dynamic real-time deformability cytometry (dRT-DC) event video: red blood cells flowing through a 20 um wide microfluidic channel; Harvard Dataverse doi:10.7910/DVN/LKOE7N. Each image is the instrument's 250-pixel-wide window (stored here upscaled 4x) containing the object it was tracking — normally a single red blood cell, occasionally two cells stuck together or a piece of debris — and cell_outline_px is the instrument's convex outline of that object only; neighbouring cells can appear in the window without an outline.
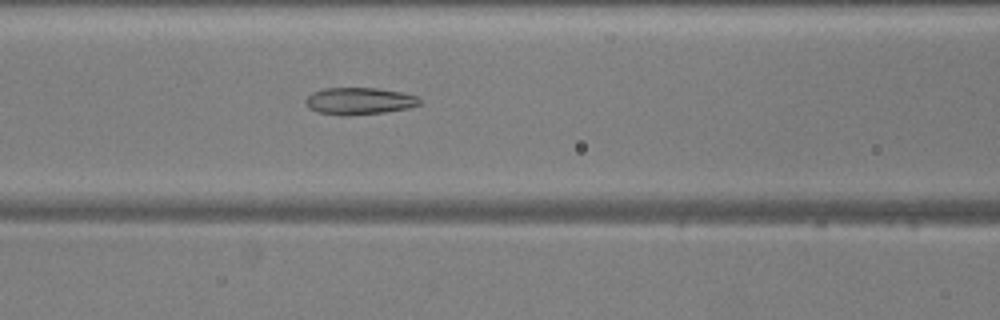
{"species": "common noctule bat (a hibernating species)", "species_latin": "Nyctalus noctula", "temperature_condition": "warm", "stored_images_in_passage": 52, "camera_frame_rate_fps": 3000, "um_per_image_px": 0.085, "animal": {"sex": "male", "body_mass_g": 20.5, "forearm_length_mm": 52.5}, "frame": {"image": 1, "passage_image": 22, "time_ms": 7.0, "image_size_px": [1000, 320], "cell_outline_px": [[420, 104], [408, 108], [384, 112], [344, 116], [340, 116], [316, 112], [308, 108], [304, 100], [312, 92], [324, 88], [376, 88], [404, 92], [416, 96], [420, 100]], "centroid_in_image_um": [30.49, 8.59], "position_along_channel_um": 136.1, "area_um2": 18.09}}
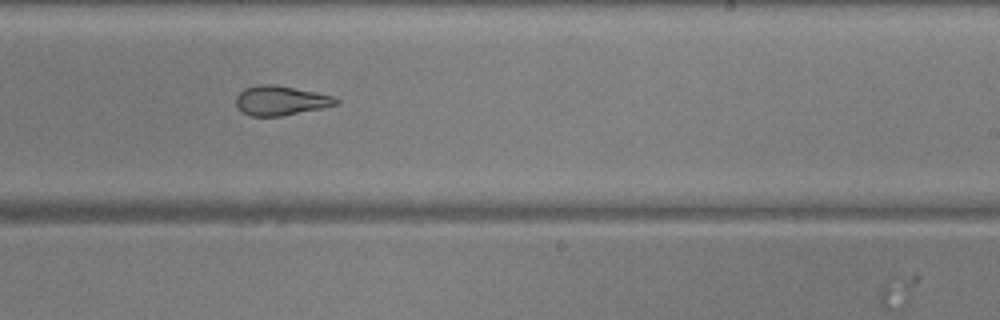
{"frame": {"image": 2, "passage_image": 32, "time_ms": 10.333, "image_size_px": [1000, 320], "cell_outline_px": [[340, 104], [324, 108], [284, 116], [252, 116], [240, 112], [236, 108], [236, 96], [244, 88], [260, 84], [276, 84], [316, 92], [332, 96], [340, 100]], "centroid_in_image_um": [23.86, 8.55], "position_along_channel_um": 265.1, "area_um2": 17.57}}
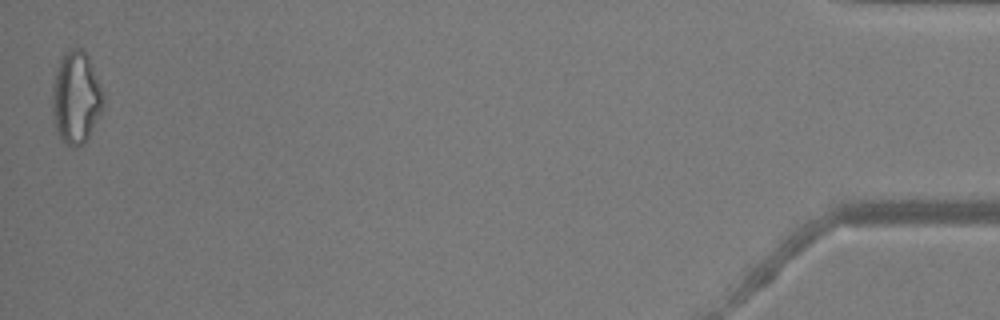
{"frame": {"image": 3, "passage_image": 52, "time_ms": 17.0, "image_size_px": [1000, 320], "cell_outline_px": [[104, 108], [84, 144], [76, 148], [60, 140], [56, 132], [52, 112], [52, 88], [56, 72], [60, 60], [72, 48], [80, 48], [88, 56], [104, 96]], "centroid_in_image_um": [6.46, 8.36], "position_along_channel_um": 428.7, "area_um2": 27.28}, "authors_computed_cell_mechanics": {"area_um2": 20.8658, "velocity_mm_per_s": 3.8731, "shape_relaxation_time_tau1_ms": 6.0327, "shape_relaxation_time_tau2_ms": 2.22, "deformation_change_tau1": 0.1788, "deformation_change_tau2": 0.1125}}